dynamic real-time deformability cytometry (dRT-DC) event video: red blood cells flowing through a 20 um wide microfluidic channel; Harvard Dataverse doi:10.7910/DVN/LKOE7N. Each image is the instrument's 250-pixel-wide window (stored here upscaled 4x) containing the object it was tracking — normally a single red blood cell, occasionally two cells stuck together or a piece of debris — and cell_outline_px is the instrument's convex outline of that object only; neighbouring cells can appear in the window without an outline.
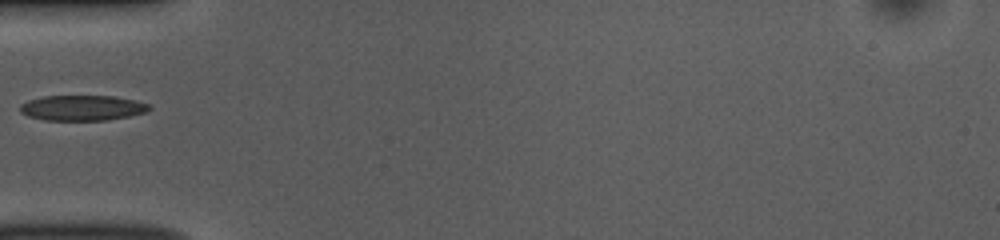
{"species": "common noctule bat (a hibernating species)", "species_latin": "Nyctalus noctula", "temperature_condition": "room temperature", "stored_images_in_passage": 22, "camera_frame_rate_fps": 3000, "um_per_image_px": 0.085, "animal": {"sex": "female", "body_mass_g": 10.0, "forearm_length_mm": 53.1}, "frame": {"image": 1, "passage_image": 1, "time_ms": 0.0, "image_size_px": [1000, 240], "cell_outline_px": [[152, 108], [148, 112], [108, 120], [44, 120], [28, 116], [20, 112], [20, 104], [28, 100], [40, 96], [112, 96], [136, 100], [148, 104]], "centroid_in_image_um": [6.99, 9.17], "position_along_channel_um": 78.0, "area_um2": 19.19}}
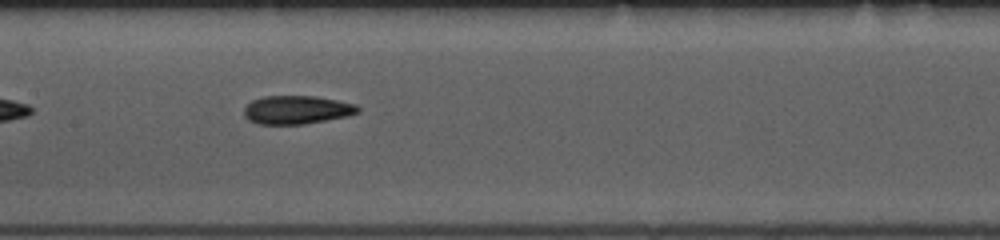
{"frame": {"image": 2, "passage_image": 9, "time_ms": 2.667, "image_size_px": [1000, 240], "cell_outline_px": [[360, 112], [348, 116], [304, 124], [260, 124], [248, 120], [244, 116], [244, 108], [252, 100], [264, 96], [316, 96], [356, 104], [360, 108]], "centroid_in_image_um": [25.23, 9.33], "position_along_channel_um": 182.2, "area_um2": 18.9}}
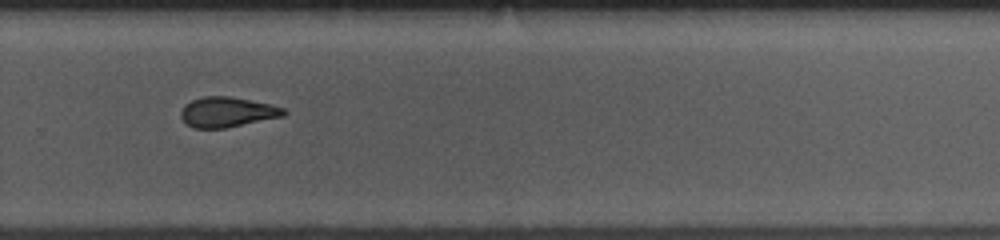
{"frame": {"image": 3, "passage_image": 19, "time_ms": 6.0, "image_size_px": [1000, 240], "cell_outline_px": [[288, 112], [284, 116], [224, 128], [192, 128], [184, 124], [180, 116], [180, 112], [184, 104], [192, 100], [204, 96], [228, 96], [272, 104], [284, 108]], "centroid_in_image_um": [19.28, 9.53], "position_along_channel_um": 310.5, "area_um2": 18.21}}